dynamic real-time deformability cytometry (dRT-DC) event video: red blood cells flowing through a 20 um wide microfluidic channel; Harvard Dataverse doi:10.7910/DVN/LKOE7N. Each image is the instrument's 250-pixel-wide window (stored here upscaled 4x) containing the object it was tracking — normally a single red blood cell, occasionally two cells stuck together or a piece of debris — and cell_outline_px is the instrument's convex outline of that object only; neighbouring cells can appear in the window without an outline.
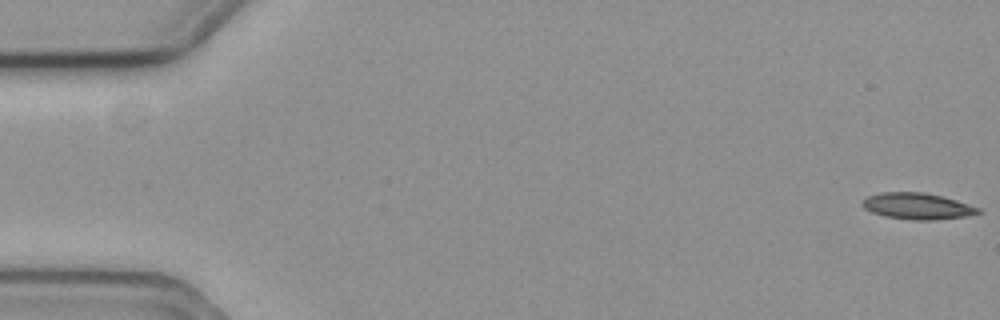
{"species": "common noctule bat (a hibernating species)", "species_latin": "Nyctalus noctula", "temperature_condition": "cold", "stored_images_in_passage": 6, "camera_frame_rate_fps": 3000, "um_per_image_px": 0.085, "animal": {"sex": "female", "body_mass_g": 19.3, "forearm_length_mm": 54.1}, "frame": {"image": 1, "passage_image": 1, "time_ms": 0.0, "image_size_px": [1000, 320], "cell_outline_px": [[980, 212], [964, 216], [932, 220], [916, 220], [888, 216], [872, 212], [864, 208], [860, 204], [860, 200], [868, 196], [884, 192], [924, 192], [956, 200], [980, 208]], "centroid_in_image_um": [77.92, 17.51], "position_along_channel_um": 7.1, "area_um2": 17.46}}